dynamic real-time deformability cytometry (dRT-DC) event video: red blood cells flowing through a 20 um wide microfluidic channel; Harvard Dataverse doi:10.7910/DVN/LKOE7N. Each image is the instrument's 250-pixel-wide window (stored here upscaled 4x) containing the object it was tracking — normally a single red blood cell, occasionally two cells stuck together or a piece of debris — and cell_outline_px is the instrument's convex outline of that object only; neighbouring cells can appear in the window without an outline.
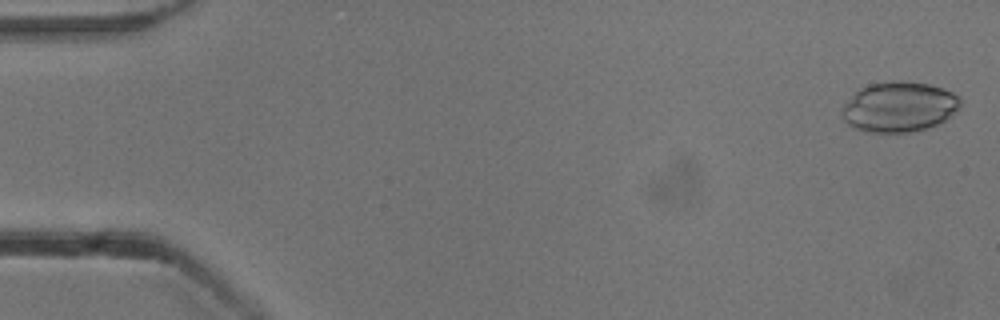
{"species": "common noctule bat (a hibernating species)", "species_latin": "Nyctalus noctula", "temperature_condition": "cold", "stored_images_in_passage": 54, "camera_frame_rate_fps": 3000, "um_per_image_px": 0.085, "animal": {"sex": "male", "body_mass_g": 13.3}, "frame": {"image": 1, "passage_image": 2, "time_ms": 0.333, "image_size_px": [1000, 320], "cell_outline_px": [[960, 104], [944, 120], [928, 128], [908, 132], [872, 132], [856, 128], [848, 124], [844, 120], [844, 104], [860, 88], [868, 84], [892, 80], [928, 84], [952, 92], [960, 96]], "centroid_in_image_um": [76.41, 9.07], "position_along_channel_um": 8.6, "area_um2": 33.93}}
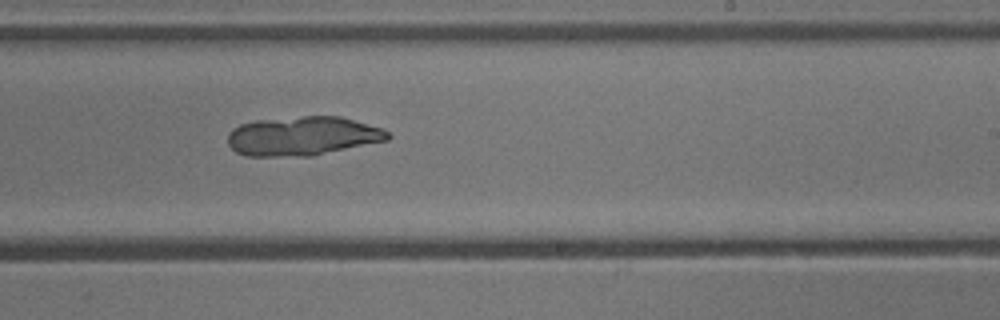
{"frame": {"image": 2, "passage_image": 33, "time_ms": 10.667, "image_size_px": [1000, 320], "cell_outline_px": [[392, 136], [388, 140], [312, 156], [244, 156], [236, 152], [228, 144], [228, 132], [232, 128], [240, 124], [256, 120], [304, 116], [340, 116], [380, 128], [388, 132]], "centroid_in_image_um": [25.69, 11.57], "position_along_channel_um": 263.3, "area_um2": 36.47}}
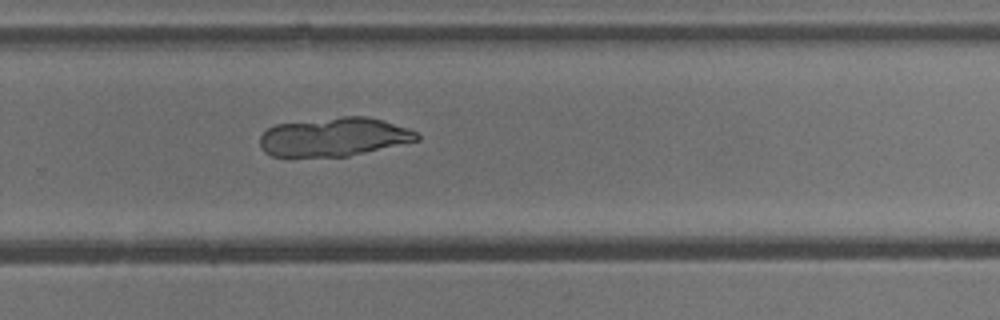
{"frame": {"image": 3, "passage_image": 36, "time_ms": 11.667, "image_size_px": [1000, 320], "cell_outline_px": [[420, 140], [348, 156], [288, 160], [272, 156], [264, 152], [260, 148], [260, 136], [268, 128], [276, 124], [344, 116], [368, 116], [384, 120], [408, 128], [416, 132], [420, 136]], "centroid_in_image_um": [28.32, 11.68], "position_along_channel_um": 301.5, "area_um2": 36.47}}